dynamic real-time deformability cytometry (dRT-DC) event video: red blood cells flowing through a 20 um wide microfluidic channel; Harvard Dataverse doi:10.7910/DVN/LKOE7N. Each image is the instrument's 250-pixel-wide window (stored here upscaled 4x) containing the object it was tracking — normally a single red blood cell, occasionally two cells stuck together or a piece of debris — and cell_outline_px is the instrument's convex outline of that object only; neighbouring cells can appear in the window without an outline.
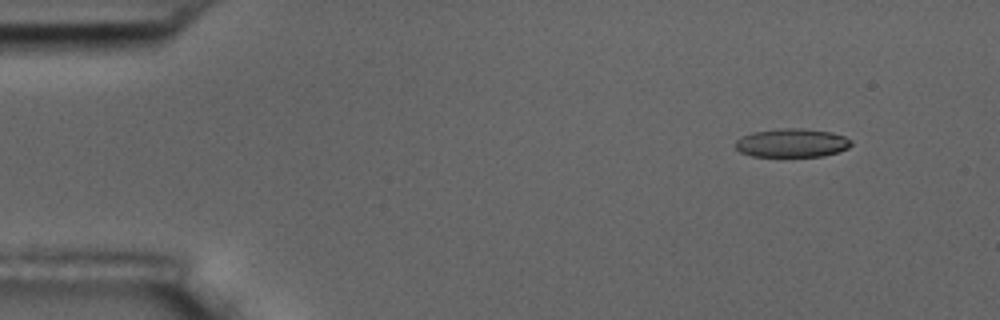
{"species": "common noctule bat (a hibernating species)", "species_latin": "Nyctalus noctula", "temperature_condition": "room temperature", "stored_images_in_passage": 5, "camera_frame_rate_fps": 3000, "um_per_image_px": 0.085, "animal": {"sex": "male", "body_mass_g": 17.5, "forearm_length_mm": 52.3}, "frame": {"image": 1, "passage_image": 2, "time_ms": 1.333, "image_size_px": [1000, 320], "cell_outline_px": [[852, 144], [848, 148], [840, 152], [824, 156], [752, 156], [740, 152], [736, 148], [736, 140], [752, 132], [780, 128], [804, 128], [832, 132], [844, 136], [852, 140]], "centroid_in_image_um": [67.36, 12.14], "position_along_channel_um": 17.6, "area_um2": 19.42}}
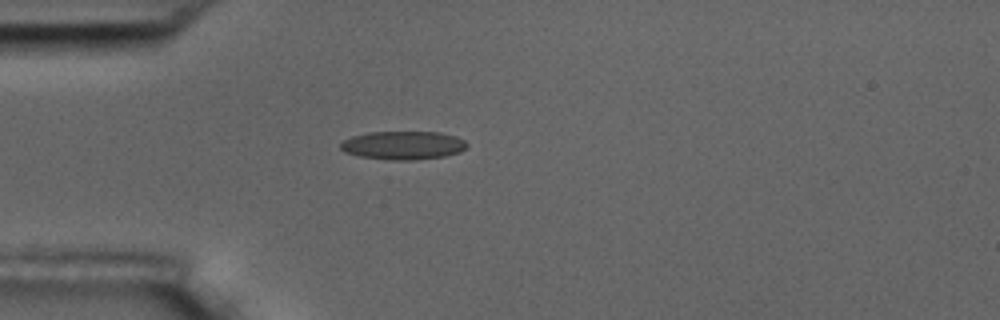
{"frame": {"image": 2, "passage_image": 5, "time_ms": 4.667, "image_size_px": [1000, 320], "cell_outline_px": [[468, 144], [460, 152], [444, 156], [412, 160], [392, 160], [360, 156], [344, 152], [340, 148], [340, 144], [344, 140], [352, 136], [368, 132], [440, 132], [456, 136], [464, 140]], "centroid_in_image_um": [34.26, 12.34], "position_along_channel_um": 50.7, "area_um2": 20.87}}